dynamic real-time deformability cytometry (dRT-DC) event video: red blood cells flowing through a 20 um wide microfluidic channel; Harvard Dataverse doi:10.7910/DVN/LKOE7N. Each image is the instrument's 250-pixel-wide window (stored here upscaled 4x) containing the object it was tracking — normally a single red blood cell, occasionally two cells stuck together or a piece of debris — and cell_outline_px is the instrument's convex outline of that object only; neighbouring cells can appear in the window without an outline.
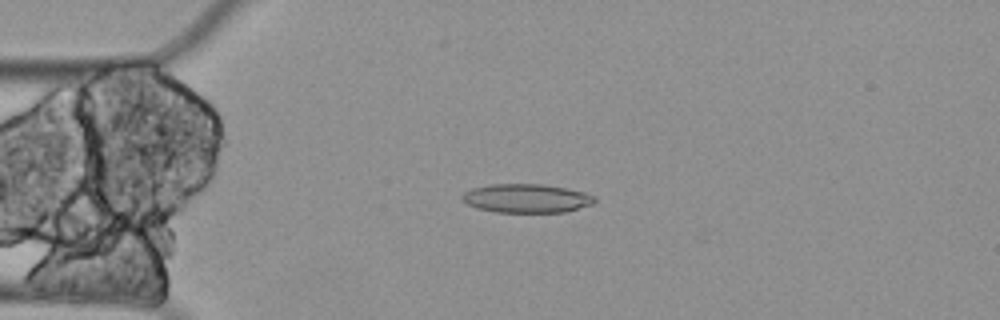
{"species": "Egyptian fruit bat (a non-hibernating species)", "species_latin": "Rousettus aegyptiacus", "temperature_condition": "cold", "stored_images_in_passage": 3, "camera_frame_rate_fps": 3000, "um_per_image_px": 0.085, "animal": {"sex": "female"}, "frame": {"image": 1, "passage_image": 2, "time_ms": 0.333, "image_size_px": [1000, 320], "cell_outline_px": [[596, 200], [592, 204], [564, 212], [496, 212], [476, 208], [460, 200], [460, 196], [464, 192], [472, 188], [492, 184], [540, 184], [564, 188], [584, 192], [596, 196]], "centroid_in_image_um": [44.71, 16.86], "position_along_channel_um": 40.3, "area_um2": 22.2}}